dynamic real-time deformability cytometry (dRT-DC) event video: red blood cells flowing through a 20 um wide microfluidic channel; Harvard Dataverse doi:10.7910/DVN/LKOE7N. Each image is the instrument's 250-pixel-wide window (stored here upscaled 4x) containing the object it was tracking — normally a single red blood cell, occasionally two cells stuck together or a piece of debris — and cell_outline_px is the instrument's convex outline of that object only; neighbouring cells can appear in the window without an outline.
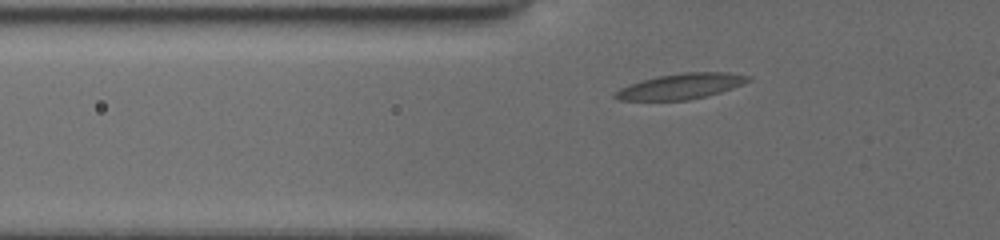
{"species": "common noctule bat (a hibernating species)", "species_latin": "Nyctalus noctula", "temperature_condition": "cold", "stored_images_in_passage": 29, "camera_frame_rate_fps": 3000, "um_per_image_px": 0.085, "animal": {"sex": "female", "body_mass_g": 19.5, "forearm_length_mm": 54.1}, "frame": {"image": 1, "passage_image": 8, "time_ms": 4.0, "image_size_px": [1000, 240], "cell_outline_px": [[752, 80], [732, 88], [708, 96], [688, 100], [620, 100], [612, 96], [620, 88], [628, 84], [656, 76], [684, 72], [728, 72], [752, 76]], "centroid_in_image_um": [57.9, 7.32], "position_along_channel_um": 67.9, "area_um2": 19.88}}
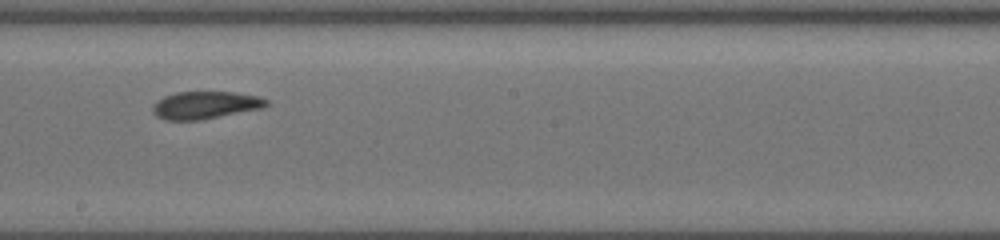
{"frame": {"image": 2, "passage_image": 17, "time_ms": 8.333, "image_size_px": [1000, 240], "cell_outline_px": [[268, 104], [264, 108], [196, 120], [164, 120], [156, 116], [152, 112], [152, 104], [156, 100], [164, 96], [176, 92], [232, 92], [260, 96], [268, 100]], "centroid_in_image_um": [17.41, 8.93], "position_along_channel_um": 230.8, "area_um2": 18.26}}
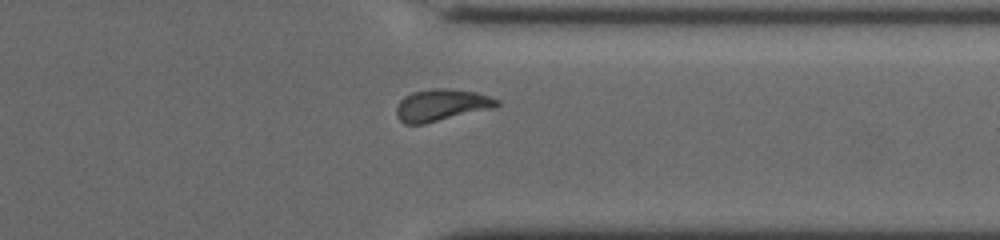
{"frame": {"image": 3, "passage_image": 25, "time_ms": 12.0, "image_size_px": [1000, 240], "cell_outline_px": [[500, 104], [492, 108], [424, 124], [404, 124], [396, 116], [396, 108], [400, 100], [404, 96], [412, 92], [432, 88], [448, 88], [476, 92], [500, 100]], "centroid_in_image_um": [37.49, 8.92], "position_along_channel_um": 373.9, "area_um2": 18.67}, "authors_computed_cell_mechanics": {"area_um2": 18.785, "velocity_mm_per_s": 3.9056, "shape_relaxation_time_tau1_ms": 6.1332, "shape_relaxation_time_tau2_ms": 1.4762, "deformation_change_tau1": 0.1486, "deformation_change_tau2": 0.0519}}